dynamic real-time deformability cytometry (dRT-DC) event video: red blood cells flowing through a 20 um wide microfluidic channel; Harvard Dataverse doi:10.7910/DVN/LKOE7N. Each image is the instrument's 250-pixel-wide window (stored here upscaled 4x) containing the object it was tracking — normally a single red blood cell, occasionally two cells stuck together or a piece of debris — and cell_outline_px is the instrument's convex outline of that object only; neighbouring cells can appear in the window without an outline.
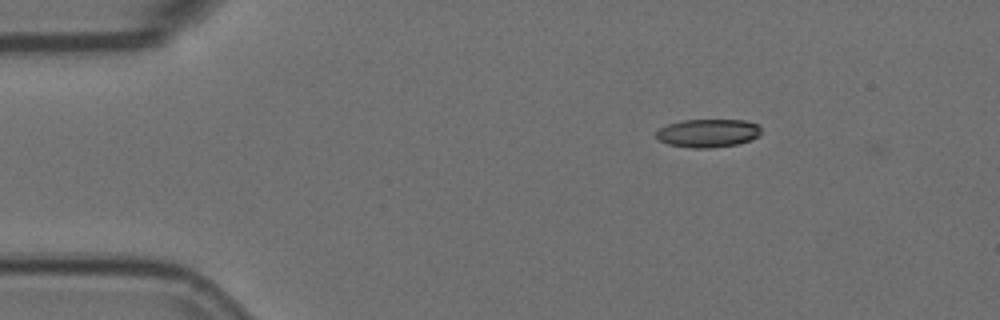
{"species": "Egyptian fruit bat (a non-hibernating species)", "species_latin": "Rousettus aegyptiacus", "temperature_condition": "room temperature", "stored_images_in_passage": 2, "camera_frame_rate_fps": 3000, "um_per_image_px": 0.085, "animal": {"sex": "female"}, "frame": {"image": 1, "passage_image": 1, "time_ms": 0.0, "image_size_px": [1000, 320], "cell_outline_px": [[760, 136], [752, 140], [736, 144], [712, 148], [692, 148], [668, 144], [660, 140], [656, 136], [656, 132], [660, 128], [668, 124], [680, 120], [744, 120], [760, 124]], "centroid_in_image_um": [60.21, 11.31], "position_along_channel_um": 24.8, "area_um2": 17.4}}